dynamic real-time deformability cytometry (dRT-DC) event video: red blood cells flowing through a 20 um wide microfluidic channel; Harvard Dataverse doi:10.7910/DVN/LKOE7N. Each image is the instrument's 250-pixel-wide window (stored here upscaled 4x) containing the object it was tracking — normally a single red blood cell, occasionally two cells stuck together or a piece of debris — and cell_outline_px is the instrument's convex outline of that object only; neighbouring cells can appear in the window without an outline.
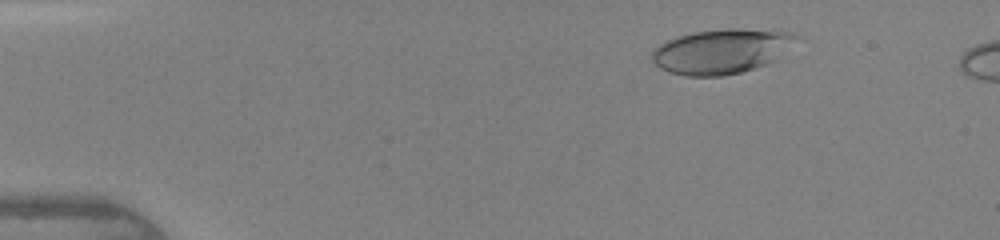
{"species": "human", "species_latin": "Homo sapiens", "temperature_condition": "warm", "stored_images_in_passage": 44, "camera_frame_rate_fps": 3000, "um_per_image_px": 0.085, "donor": {"sex": "female"}, "frame": {"image": 1, "passage_image": 6, "time_ms": 1.667, "image_size_px": [1000, 240], "cell_outline_px": [[804, 36], [776, 60], [768, 64], [756, 68], [740, 72], [720, 76], [688, 76], [668, 72], [652, 64], [648, 56], [660, 44], [676, 36], [692, 32], [720, 28], [740, 28], [796, 32]], "centroid_in_image_um": [61.37, 4.34], "position_along_channel_um": 23.6, "area_um2": 38.55}}
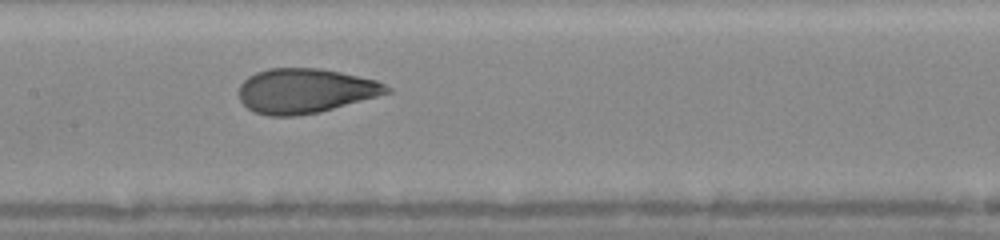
{"frame": {"image": 2, "passage_image": 22, "time_ms": 7.0, "image_size_px": [1000, 240], "cell_outline_px": [[392, 92], [320, 112], [296, 116], [268, 116], [256, 112], [248, 108], [240, 100], [240, 84], [248, 76], [256, 72], [268, 68], [320, 68], [340, 72], [376, 80], [392, 88]], "centroid_in_image_um": [25.95, 7.72], "position_along_channel_um": 181.5, "area_um2": 38.44}}
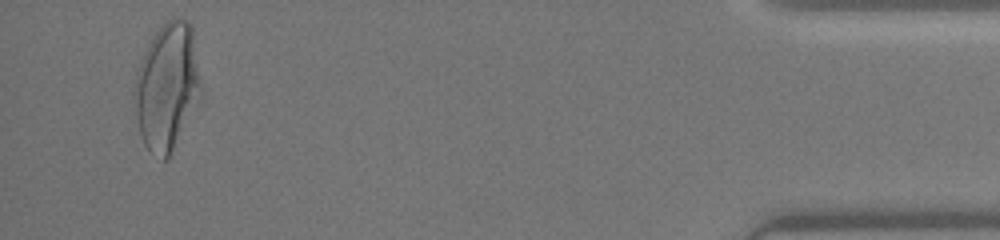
{"frame": {"image": 3, "passage_image": 42, "time_ms": 13.667, "image_size_px": [1000, 240], "cell_outline_px": [[204, 96], [168, 156], [164, 160], [148, 152], [140, 136], [132, 96], [132, 92], [136, 72], [144, 52], [152, 36], [168, 20], [188, 20], [192, 24]], "centroid_in_image_um": [14.22, 7.39], "position_along_channel_um": 421.0, "area_um2": 49.94}}